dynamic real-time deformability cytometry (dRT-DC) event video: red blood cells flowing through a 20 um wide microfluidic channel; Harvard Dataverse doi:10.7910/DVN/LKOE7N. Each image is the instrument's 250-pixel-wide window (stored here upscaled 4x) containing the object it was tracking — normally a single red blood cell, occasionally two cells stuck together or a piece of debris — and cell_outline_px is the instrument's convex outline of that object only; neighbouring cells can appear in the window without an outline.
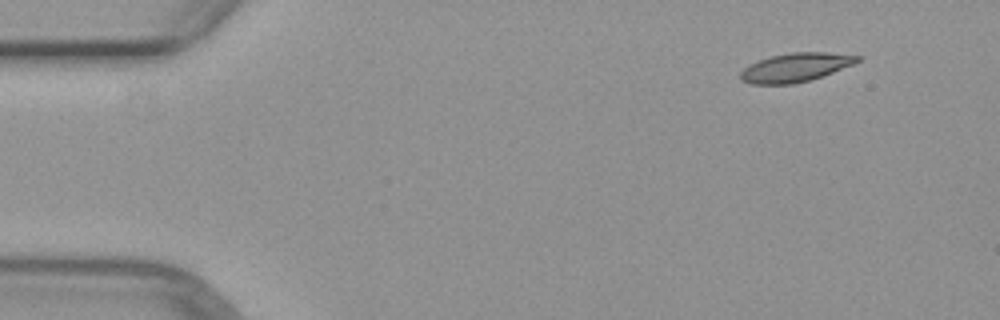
{"species": "common noctule bat (a hibernating species)", "species_latin": "Nyctalus noctula", "temperature_condition": "warm", "stored_images_in_passage": 3, "camera_frame_rate_fps": 3000, "um_per_image_px": 0.085, "animal": {"sex": "female", "body_mass_g": 29.2, "forearm_length_mm": 56.3}, "frame": {"image": 1, "passage_image": 1, "time_ms": 0.0, "image_size_px": [1000, 320], "cell_outline_px": [[860, 60], [852, 64], [832, 72], [808, 80], [792, 84], [752, 84], [740, 80], [740, 72], [748, 64], [772, 56], [792, 52], [828, 52], [860, 56]], "centroid_in_image_um": [67.57, 5.73], "position_along_channel_um": 17.4, "area_um2": 19.31}}
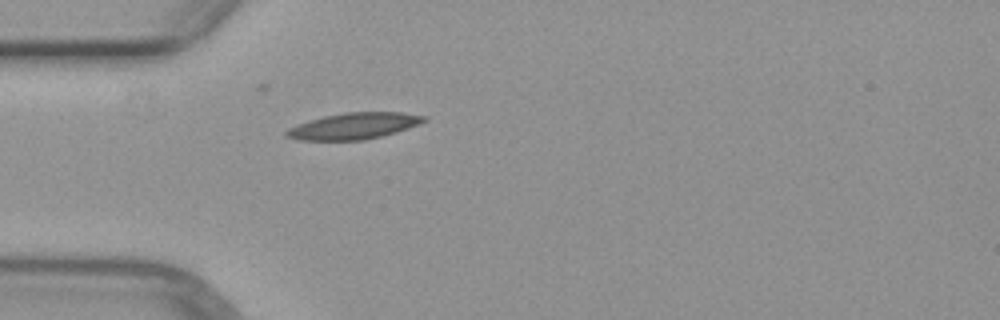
{"frame": {"image": 2, "passage_image": 3, "time_ms": 3.333, "image_size_px": [1000, 320], "cell_outline_px": [[428, 120], [420, 124], [396, 132], [364, 140], [296, 140], [284, 136], [284, 132], [288, 128], [296, 124], [308, 120], [324, 116], [344, 112], [400, 112], [428, 116]], "centroid_in_image_um": [30.06, 10.7], "position_along_channel_um": 54.9, "area_um2": 21.33}}